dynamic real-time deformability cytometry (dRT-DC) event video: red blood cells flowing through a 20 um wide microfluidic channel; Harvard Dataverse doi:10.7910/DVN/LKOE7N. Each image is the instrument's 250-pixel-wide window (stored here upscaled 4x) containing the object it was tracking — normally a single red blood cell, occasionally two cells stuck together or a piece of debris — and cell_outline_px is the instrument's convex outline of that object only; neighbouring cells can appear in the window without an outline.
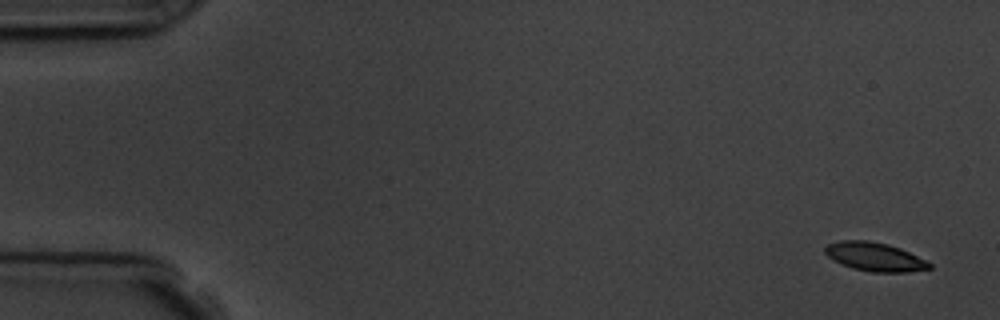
{"species": "common noctule bat (a hibernating species)", "species_latin": "Nyctalus noctula", "temperature_condition": "room temperature", "stored_images_in_passage": 6, "segment_of_instrument_passage": [1, 2], "camera_frame_rate_fps": 3000, "um_per_image_px": 0.085, "animal": {"sex": "male", "body_mass_g": 19.5, "forearm_length_mm": 54.6}, "frame": {"image": 1, "passage_image": 1, "time_ms": 0.0, "image_size_px": [1000, 320], "cell_outline_px": [[932, 268], [908, 272], [872, 272], [852, 268], [828, 256], [824, 252], [824, 248], [828, 244], [840, 240], [868, 240], [888, 244], [900, 248], [932, 264]], "centroid_in_image_um": [74.35, 21.82], "position_along_channel_um": 10.6, "area_um2": 17.22}}
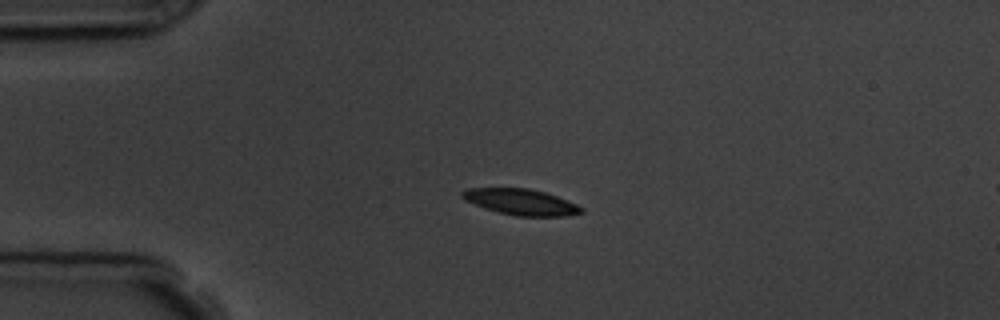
{"frame": {"image": 2, "passage_image": 4, "time_ms": 3.667, "image_size_px": [1000, 320], "cell_outline_px": [[584, 212], [564, 216], [516, 216], [484, 208], [464, 200], [460, 196], [460, 192], [464, 188], [528, 188], [544, 192], [556, 196], [576, 204], [584, 208]], "centroid_in_image_um": [44.24, 17.16], "position_along_channel_um": 40.8, "area_um2": 18.03}}